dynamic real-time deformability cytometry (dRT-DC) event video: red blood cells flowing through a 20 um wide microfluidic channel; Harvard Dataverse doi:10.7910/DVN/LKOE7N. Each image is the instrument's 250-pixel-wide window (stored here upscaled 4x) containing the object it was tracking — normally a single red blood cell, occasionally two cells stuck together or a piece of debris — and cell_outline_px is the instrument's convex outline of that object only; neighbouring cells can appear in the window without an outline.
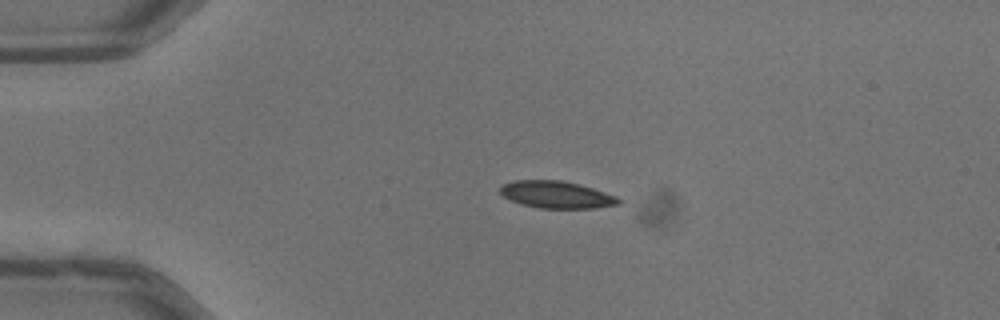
{"species": "common noctule bat (a hibernating species)", "species_latin": "Nyctalus noctula", "temperature_condition": "warm", "stored_images_in_passage": 41, "camera_frame_rate_fps": 3000, "um_per_image_px": 0.085, "animal": {"sex": "male", "body_mass_g": 13.3}, "frame": {"image": 1, "passage_image": 1, "time_ms": 0.0, "image_size_px": [1000, 320], "cell_outline_px": [[620, 204], [596, 208], [540, 208], [524, 204], [512, 200], [504, 196], [500, 192], [500, 188], [504, 184], [512, 180], [560, 180], [592, 188], [616, 196], [620, 200]], "centroid_in_image_um": [47.31, 16.54], "position_along_channel_um": 37.7, "area_um2": 18.38}}
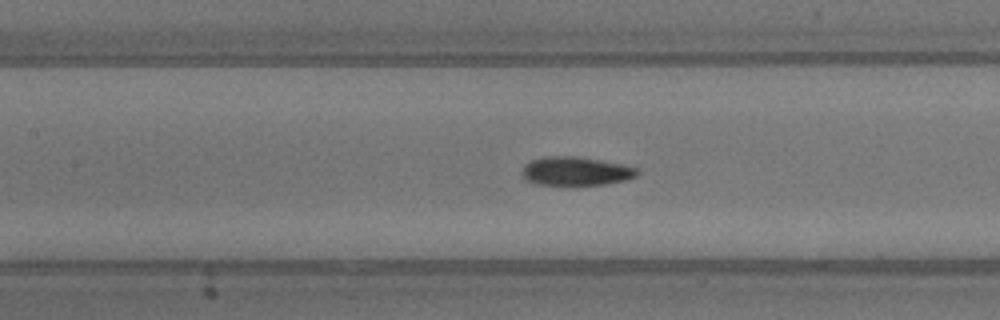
{"frame": {"image": 2, "passage_image": 13, "time_ms": 4.0, "image_size_px": [1000, 320], "cell_outline_px": [[640, 172], [636, 176], [624, 180], [604, 184], [564, 188], [536, 184], [528, 180], [524, 176], [524, 164], [532, 160], [548, 156], [576, 156], [620, 164], [640, 168]], "centroid_in_image_um": [48.95, 14.6], "position_along_channel_um": 158.4, "area_um2": 19.77}}
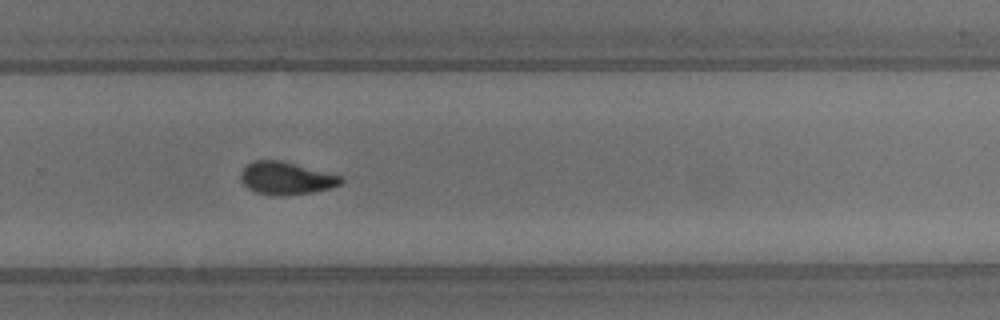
{"frame": {"image": 3, "passage_image": 24, "time_ms": 7.667, "image_size_px": [1000, 320], "cell_outline_px": [[344, 180], [340, 184], [328, 188], [312, 192], [284, 196], [280, 196], [256, 192], [248, 188], [240, 180], [240, 172], [252, 160], [280, 160], [344, 176]], "centroid_in_image_um": [24.32, 15.14], "position_along_channel_um": 305.5, "area_um2": 19.07}, "authors_computed_cell_mechanics": {"area_um2": 19.363, "velocity_mm_per_s": 4.0294, "shape_relaxation_time_tau1_ms": 4.9416, "shape_relaxation_time_tau2_ms": 2.0195, "deformation_change_tau1": 0.1518, "deformation_change_tau2": 0.0617}}